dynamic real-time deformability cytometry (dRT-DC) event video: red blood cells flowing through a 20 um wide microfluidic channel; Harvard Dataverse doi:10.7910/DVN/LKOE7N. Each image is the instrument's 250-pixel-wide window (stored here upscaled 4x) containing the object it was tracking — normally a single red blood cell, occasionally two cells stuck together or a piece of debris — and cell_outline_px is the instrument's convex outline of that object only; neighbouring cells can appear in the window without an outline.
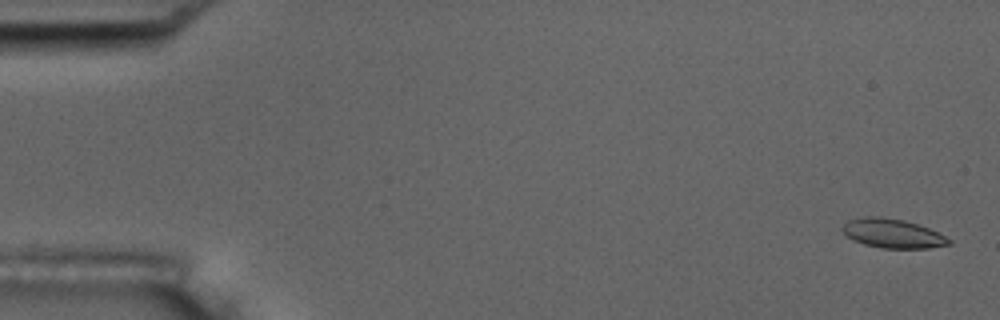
{"species": "common noctule bat (a hibernating species)", "species_latin": "Nyctalus noctula", "temperature_condition": "room temperature", "stored_images_in_passage": 6, "camera_frame_rate_fps": 3000, "um_per_image_px": 0.085, "animal": {"sex": "male", "body_mass_g": 17.5, "forearm_length_mm": 52.3}, "frame": {"image": 1, "passage_image": 1, "time_ms": 0.0, "image_size_px": [1000, 320], "cell_outline_px": [[952, 244], [928, 248], [880, 248], [864, 244], [852, 240], [840, 228], [848, 220], [864, 216], [880, 216], [904, 220], [928, 228], [952, 240]], "centroid_in_image_um": [75.85, 19.84], "position_along_channel_um": 9.2, "area_um2": 18.03}}